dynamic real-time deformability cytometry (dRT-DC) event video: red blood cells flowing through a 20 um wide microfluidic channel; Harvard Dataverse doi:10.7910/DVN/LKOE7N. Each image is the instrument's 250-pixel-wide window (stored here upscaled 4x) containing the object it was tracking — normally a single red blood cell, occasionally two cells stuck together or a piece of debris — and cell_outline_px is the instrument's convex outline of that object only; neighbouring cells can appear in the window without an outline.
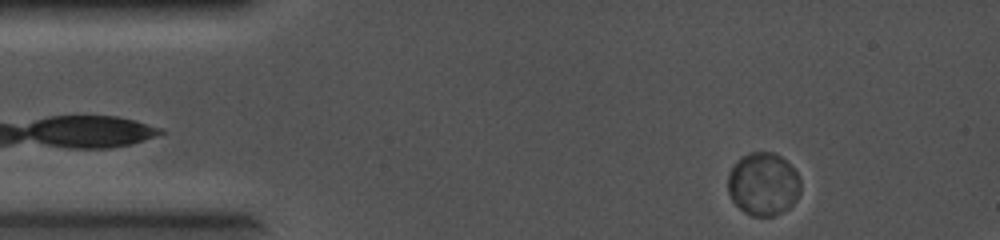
{"species": "common noctule bat (a hibernating species)", "species_latin": "Nyctalus noctula", "temperature_condition": "cold", "stored_images_in_passage": 6, "camera_frame_rate_fps": 5000, "um_per_image_px": 0.085, "animal": {"sex": "female", "body_mass_g": 19.0, "forearm_length_mm": 56.7}, "frame": {"image": 1, "passage_image": 2, "time_ms": 0.2, "image_size_px": [1000, 240], "cell_outline_px": [[800, 192], [796, 200], [788, 208], [772, 216], [752, 216], [744, 212], [732, 200], [728, 192], [728, 176], [732, 168], [740, 156], [752, 152], [772, 152], [780, 156], [796, 172], [800, 180]], "centroid_in_image_um": [64.86, 15.65], "position_along_channel_um": 20.1, "area_um2": 26.47}}